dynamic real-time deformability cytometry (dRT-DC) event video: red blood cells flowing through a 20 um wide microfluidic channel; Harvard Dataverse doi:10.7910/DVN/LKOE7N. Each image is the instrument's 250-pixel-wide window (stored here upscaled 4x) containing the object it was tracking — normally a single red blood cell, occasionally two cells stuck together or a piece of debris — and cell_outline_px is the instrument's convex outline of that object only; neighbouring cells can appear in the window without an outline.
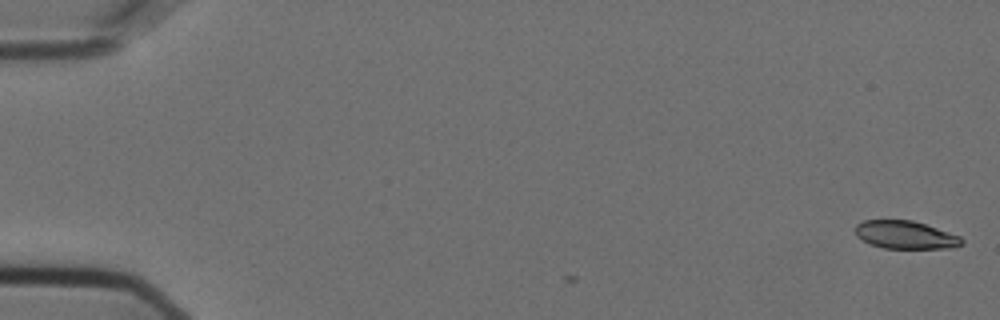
{"species": "Egyptian fruit bat (a non-hibernating species)", "species_latin": "Rousettus aegyptiacus", "temperature_condition": "cold", "stored_images_in_passage": 2, "camera_frame_rate_fps": 3000, "um_per_image_px": 0.085, "animal": {"sex": "female"}, "frame": {"image": 1, "passage_image": 2, "time_ms": 0.333, "image_size_px": [1000, 320], "cell_outline_px": [[964, 244], [952, 248], [884, 248], [872, 244], [856, 236], [856, 224], [864, 220], [912, 220], [960, 236], [964, 240]], "centroid_in_image_um": [76.98, 19.96], "position_along_channel_um": 8.0, "area_um2": 17.17}}